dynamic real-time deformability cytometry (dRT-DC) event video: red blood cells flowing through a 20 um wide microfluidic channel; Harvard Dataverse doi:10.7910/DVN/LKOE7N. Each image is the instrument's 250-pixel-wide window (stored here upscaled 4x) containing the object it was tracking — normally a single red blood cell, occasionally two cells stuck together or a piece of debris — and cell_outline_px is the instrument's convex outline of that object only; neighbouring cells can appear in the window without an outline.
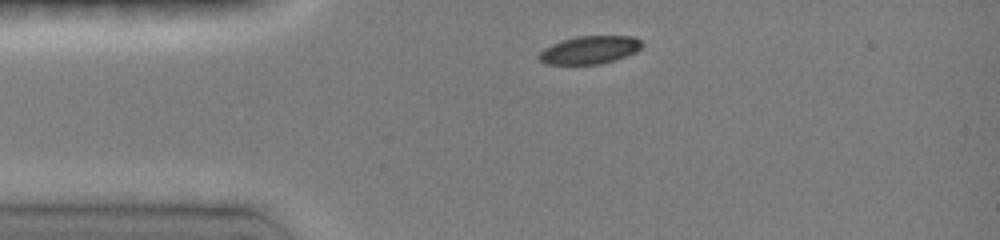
{"species": "common noctule bat (a hibernating species)", "species_latin": "Nyctalus noctula", "temperature_condition": "room temperature", "stored_images_in_passage": 2, "camera_frame_rate_fps": 3000, "um_per_image_px": 0.085, "animal": {"sex": "female", "body_mass_g": 19.0, "forearm_length_mm": 51.5}, "frame": {"image": 1, "passage_image": 1, "time_ms": 0.0, "image_size_px": [1000, 240], "cell_outline_px": [[644, 44], [636, 52], [612, 60], [596, 64], [548, 64], [540, 60], [536, 56], [544, 48], [552, 44], [576, 36], [632, 36], [640, 40]], "centroid_in_image_um": [50.11, 4.23], "position_along_channel_um": 34.9, "area_um2": 16.53}}